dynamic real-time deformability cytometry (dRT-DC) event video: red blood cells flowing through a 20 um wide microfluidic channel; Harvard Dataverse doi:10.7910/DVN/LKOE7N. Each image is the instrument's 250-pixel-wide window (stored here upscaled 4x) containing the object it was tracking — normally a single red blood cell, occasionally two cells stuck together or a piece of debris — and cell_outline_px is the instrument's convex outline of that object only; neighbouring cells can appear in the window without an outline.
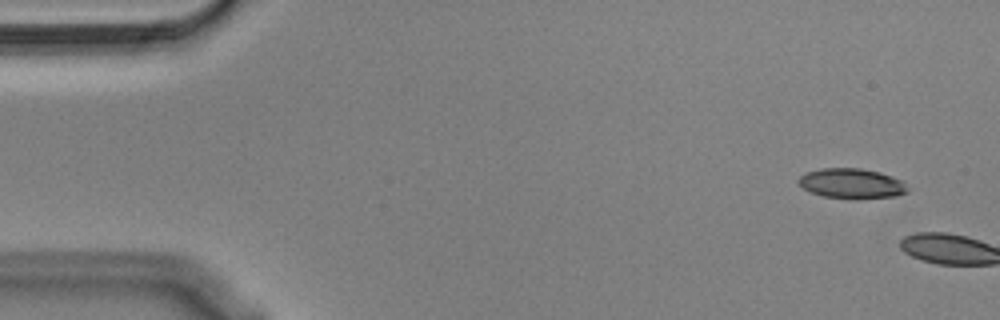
{"species": "Egyptian fruit bat (a non-hibernating species)", "species_latin": "Rousettus aegyptiacus", "temperature_condition": "cold", "stored_images_in_passage": 3, "camera_frame_rate_fps": 3000, "um_per_image_px": 0.085, "animal": {"sex": "male"}, "frame": {"image": 1, "passage_image": 1, "time_ms": 0.0, "image_size_px": [1000, 320], "cell_outline_px": [[908, 192], [896, 196], [824, 196], [812, 192], [804, 188], [796, 180], [800, 176], [808, 172], [820, 168], [860, 168], [880, 172], [892, 176], [900, 180], [908, 188]], "centroid_in_image_um": [72.37, 15.54], "position_along_channel_um": 12.6, "area_um2": 18.15}}